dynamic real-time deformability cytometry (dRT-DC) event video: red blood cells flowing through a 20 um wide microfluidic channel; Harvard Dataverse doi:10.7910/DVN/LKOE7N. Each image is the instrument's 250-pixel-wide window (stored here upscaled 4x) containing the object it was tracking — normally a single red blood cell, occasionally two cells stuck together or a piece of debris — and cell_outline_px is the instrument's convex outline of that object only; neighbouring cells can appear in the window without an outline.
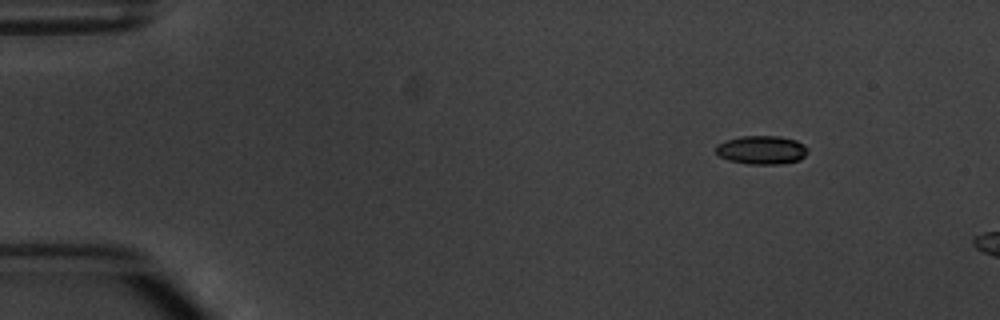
{"species": "common noctule bat (a hibernating species)", "species_latin": "Nyctalus noctula", "temperature_condition": "warm", "stored_images_in_passage": 2, "camera_frame_rate_fps": 3000, "um_per_image_px": 0.085, "animal": {"sex": "male", "body_mass_g": 20.1, "forearm_length_mm": 53.5}, "frame": {"image": 1, "passage_image": 1, "time_ms": 0.0, "image_size_px": [1000, 320], "cell_outline_px": [[808, 152], [800, 160], [780, 164], [748, 164], [728, 160], [720, 156], [716, 152], [716, 144], [724, 140], [740, 136], [780, 136], [796, 140], [804, 144], [808, 148]], "centroid_in_image_um": [64.74, 12.74], "position_along_channel_um": 20.3, "area_um2": 15.49}}